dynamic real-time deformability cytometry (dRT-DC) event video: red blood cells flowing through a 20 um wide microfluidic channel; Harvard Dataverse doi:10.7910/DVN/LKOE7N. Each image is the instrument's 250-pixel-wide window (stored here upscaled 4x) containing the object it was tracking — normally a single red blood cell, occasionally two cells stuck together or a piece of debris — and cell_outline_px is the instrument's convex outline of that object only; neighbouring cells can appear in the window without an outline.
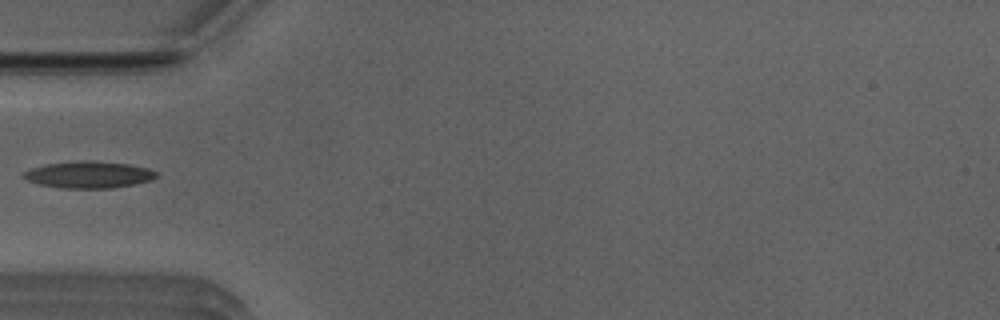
{"species": "Egyptian fruit bat (a non-hibernating species)", "species_latin": "Rousettus aegyptiacus", "temperature_condition": "room temperature", "stored_images_in_passage": 20, "camera_frame_rate_fps": 3000, "um_per_image_px": 0.085, "animal": {"sex": "male"}, "frame": {"image": 1, "passage_image": 1, "time_ms": 0.0, "image_size_px": [1000, 320], "cell_outline_px": [[156, 176], [152, 180], [136, 184], [112, 188], [60, 188], [40, 184], [28, 180], [20, 176], [24, 172], [32, 168], [48, 164], [76, 160], [92, 160], [128, 164], [148, 168], [156, 172]], "centroid_in_image_um": [7.55, 14.84], "position_along_channel_um": 77.5, "area_um2": 20.75}}